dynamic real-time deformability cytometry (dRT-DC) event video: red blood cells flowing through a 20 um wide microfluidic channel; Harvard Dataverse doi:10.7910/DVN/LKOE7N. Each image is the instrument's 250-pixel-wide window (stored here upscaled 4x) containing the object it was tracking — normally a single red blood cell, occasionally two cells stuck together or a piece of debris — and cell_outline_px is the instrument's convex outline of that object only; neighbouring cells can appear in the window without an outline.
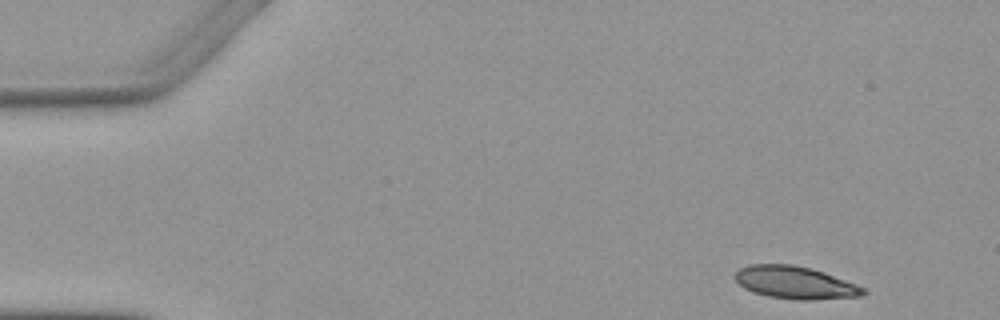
{"species": "Egyptian fruit bat (a non-hibernating species)", "species_latin": "Rousettus aegyptiacus", "temperature_condition": "warm", "stored_images_in_passage": 4, "camera_frame_rate_fps": 3000, "um_per_image_px": 0.085, "animal": {"sex": "female"}, "frame": {"image": 1, "passage_image": 1, "time_ms": 0.0, "image_size_px": [1000, 320], "cell_outline_px": [[868, 292], [860, 296], [812, 300], [800, 300], [768, 296], [752, 292], [744, 288], [732, 276], [740, 268], [748, 264], [792, 264], [812, 268], [824, 272], [868, 288]], "centroid_in_image_um": [67.61, 24.01], "position_along_channel_um": 17.4, "area_um2": 24.57}}
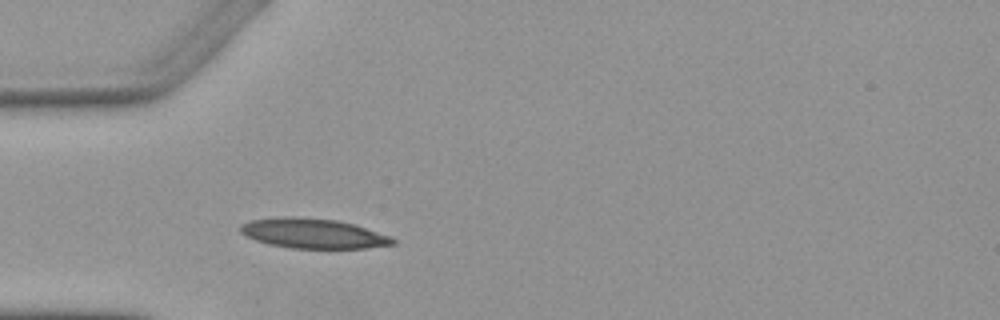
{"frame": {"image": 2, "passage_image": 4, "time_ms": 3.667, "image_size_px": [1000, 320], "cell_outline_px": [[396, 244], [364, 248], [292, 248], [268, 244], [256, 240], [240, 232], [240, 224], [252, 220], [284, 216], [292, 216], [336, 220], [352, 224], [388, 236], [396, 240]], "centroid_in_image_um": [26.58, 19.84], "position_along_channel_um": 58.4, "area_um2": 26.13}}